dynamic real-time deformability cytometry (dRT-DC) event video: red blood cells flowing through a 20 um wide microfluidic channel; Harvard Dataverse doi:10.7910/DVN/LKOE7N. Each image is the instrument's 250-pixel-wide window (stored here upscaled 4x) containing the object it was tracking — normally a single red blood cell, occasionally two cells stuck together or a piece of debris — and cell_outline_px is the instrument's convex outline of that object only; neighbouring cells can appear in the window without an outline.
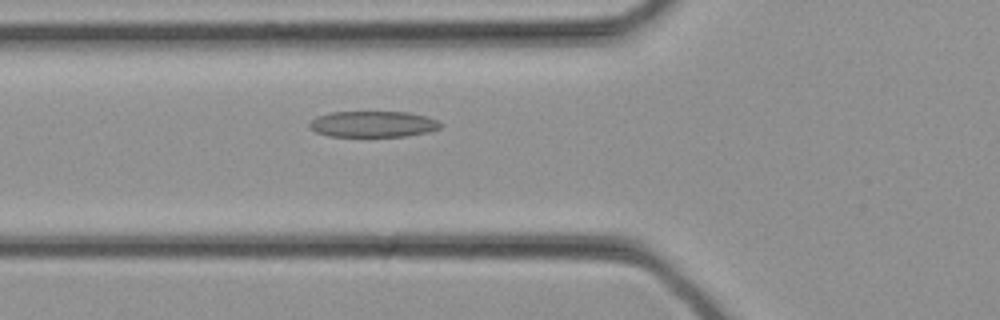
{"species": "common noctule bat (a hibernating species)", "species_latin": "Nyctalus noctula", "temperature_condition": "cold", "stored_images_in_passage": 30, "camera_frame_rate_fps": 3000, "um_per_image_px": 0.085, "animal": {"sex": "female", "body_mass_g": 21.9}, "frame": {"image": 1, "passage_image": 9, "time_ms": 2.667, "image_size_px": [1000, 320], "cell_outline_px": [[444, 124], [440, 128], [428, 132], [408, 136], [328, 136], [316, 132], [308, 124], [316, 116], [332, 112], [408, 112], [424, 116], [436, 120]], "centroid_in_image_um": [31.72, 10.55], "position_along_channel_um": 94.1, "area_um2": 19.83}}
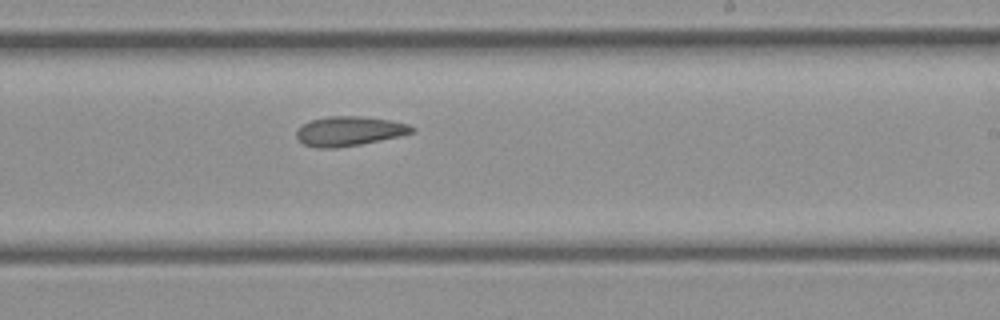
{"frame": {"image": 2, "passage_image": 17, "time_ms": 5.333, "image_size_px": [1000, 320], "cell_outline_px": [[416, 128], [412, 132], [400, 136], [360, 144], [336, 148], [316, 148], [304, 144], [296, 136], [296, 132], [304, 124], [312, 120], [328, 116], [360, 116], [388, 120], [408, 124]], "centroid_in_image_um": [29.68, 11.15], "position_along_channel_um": 259.3, "area_um2": 19.59}}
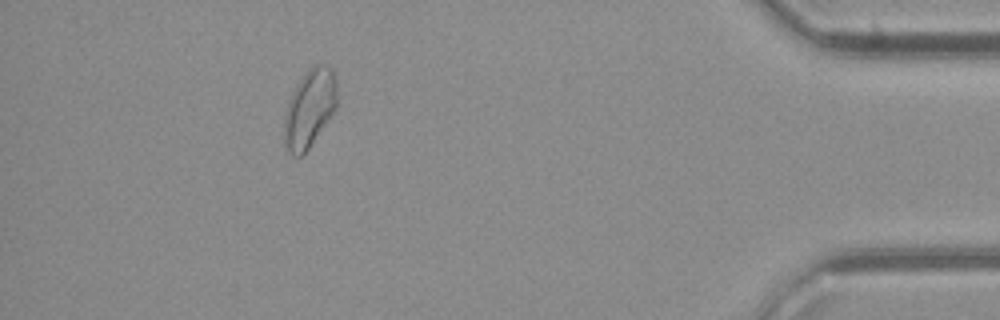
{"frame": {"image": 3, "passage_image": 27, "time_ms": 8.667, "image_size_px": [1000, 320], "cell_outline_px": [[336, 108], [308, 148], [300, 156], [292, 156], [288, 152], [284, 144], [284, 116], [288, 100], [292, 92], [304, 72], [308, 68], [316, 64], [324, 64], [332, 68], [336, 80]], "centroid_in_image_um": [26.29, 9.19], "position_along_channel_um": 408.9, "area_um2": 23.93}}